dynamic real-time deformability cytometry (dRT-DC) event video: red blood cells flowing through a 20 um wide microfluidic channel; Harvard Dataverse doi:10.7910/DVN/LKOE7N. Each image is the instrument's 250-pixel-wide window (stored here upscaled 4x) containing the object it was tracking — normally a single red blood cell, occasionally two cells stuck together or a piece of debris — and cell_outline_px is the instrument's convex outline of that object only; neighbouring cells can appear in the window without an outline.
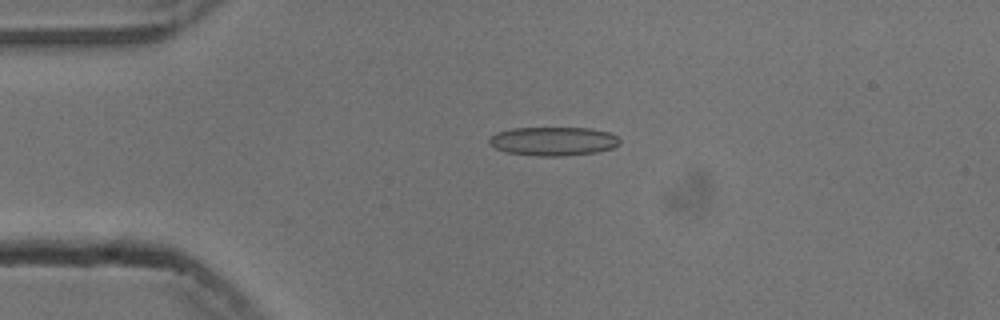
{"species": "common noctule bat (a hibernating species)", "species_latin": "Nyctalus noctula", "temperature_condition": "cold", "stored_images_in_passage": 44, "camera_frame_rate_fps": 3000, "um_per_image_px": 0.085, "animal": {"sex": "male", "body_mass_g": 13.3}, "frame": {"image": 1, "passage_image": 2, "time_ms": 0.333, "image_size_px": [1000, 320], "cell_outline_px": [[620, 140], [612, 148], [596, 152], [560, 156], [536, 156], [508, 152], [496, 148], [488, 144], [488, 136], [496, 132], [512, 128], [592, 128], [608, 132], [616, 136]], "centroid_in_image_um": [46.96, 11.99], "position_along_channel_um": 38.0, "area_um2": 21.85}}
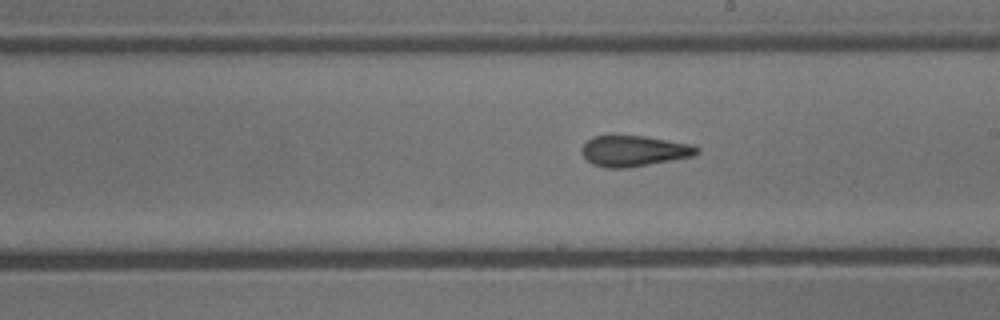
{"frame": {"image": 2, "passage_image": 20, "time_ms": 6.333, "image_size_px": [1000, 320], "cell_outline_px": [[700, 152], [692, 156], [628, 168], [604, 168], [592, 164], [580, 152], [580, 148], [592, 136], [644, 136], [692, 144], [700, 148]], "centroid_in_image_um": [53.87, 12.83], "position_along_channel_um": 235.1, "area_um2": 20.63}}
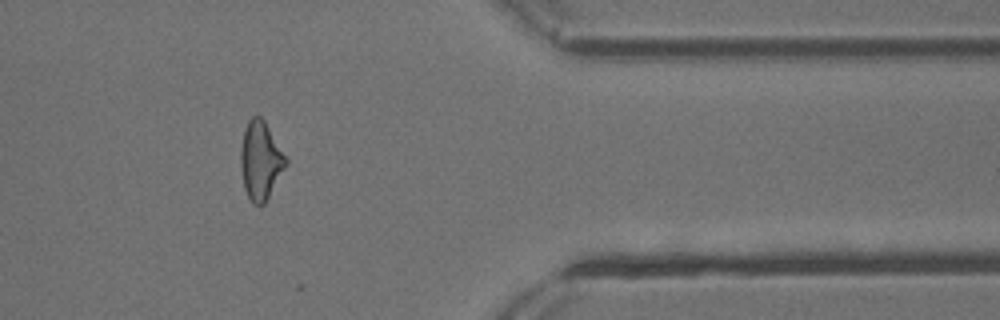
{"frame": {"image": 3, "passage_image": 34, "time_ms": 11.0, "image_size_px": [1000, 320], "cell_outline_px": [[288, 164], [264, 204], [252, 204], [244, 188], [240, 164], [240, 148], [244, 128], [248, 120], [252, 116], [260, 116], [264, 120], [288, 160]], "centroid_in_image_um": [22.14, 13.63], "position_along_channel_um": 389.3, "area_um2": 20.63}, "authors_computed_cell_mechanics": {"area_um2": 20.808, "velocity_mm_per_s": 3.7778, "shape_relaxation_time_tau1_ms": null, "shape_relaxation_time_tau2_ms": 2.8046, "deformation_change_tau1": null, "deformation_change_tau2": 0.1148}}